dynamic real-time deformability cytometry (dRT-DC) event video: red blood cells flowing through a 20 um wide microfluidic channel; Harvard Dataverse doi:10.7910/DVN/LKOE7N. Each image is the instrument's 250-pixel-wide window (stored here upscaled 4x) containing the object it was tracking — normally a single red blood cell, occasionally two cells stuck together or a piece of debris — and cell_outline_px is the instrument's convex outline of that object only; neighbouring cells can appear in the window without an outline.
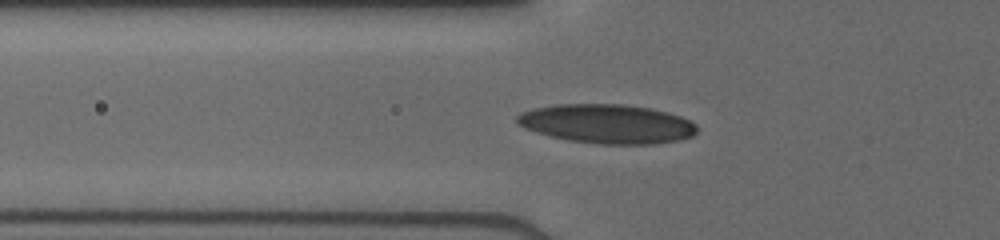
{"species": "human", "species_latin": "Homo sapiens", "temperature_condition": "cold", "stored_images_in_passage": 30, "camera_frame_rate_fps": 3000, "um_per_image_px": 0.085, "donor": {"sex": "male"}, "frame": {"image": 1, "passage_image": 4, "time_ms": 1.333, "image_size_px": [1000, 240], "cell_outline_px": [[696, 132], [692, 136], [676, 140], [656, 144], [600, 144], [568, 140], [536, 132], [524, 128], [516, 124], [516, 116], [520, 112], [532, 108], [556, 104], [620, 104], [652, 108], [668, 112], [680, 116], [696, 124]], "centroid_in_image_um": [51.56, 10.52], "position_along_channel_um": 74.2, "area_um2": 41.15}}
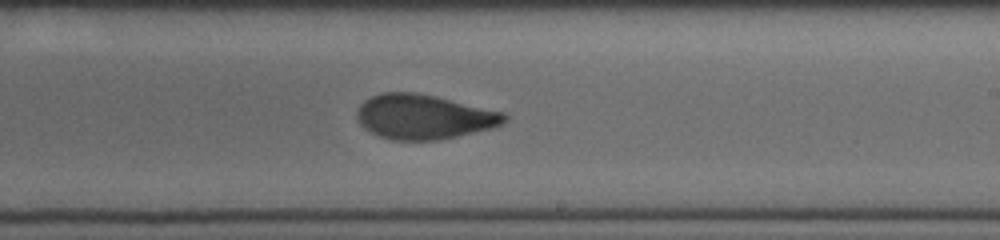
{"frame": {"image": 2, "passage_image": 15, "time_ms": 5.667, "image_size_px": [1000, 240], "cell_outline_px": [[508, 120], [504, 124], [496, 128], [440, 140], [392, 140], [380, 136], [364, 128], [360, 124], [356, 116], [356, 112], [360, 104], [364, 100], [372, 96], [384, 92], [416, 92], [436, 96], [504, 112], [508, 116]], "centroid_in_image_um": [36.07, 9.93], "position_along_channel_um": 252.9, "area_um2": 38.78}}
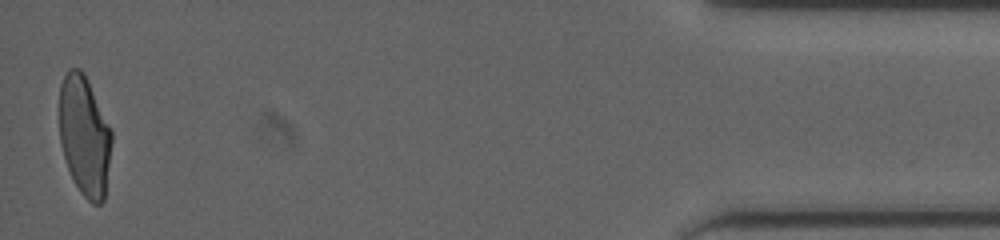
{"frame": {"image": 3, "passage_image": 30, "time_ms": 11.667, "image_size_px": [1000, 240], "cell_outline_px": [[112, 140], [104, 200], [100, 204], [92, 204], [80, 192], [72, 180], [60, 144], [60, 84], [68, 68], [80, 68], [84, 72], [112, 132]], "centroid_in_image_um": [7.17, 11.55], "position_along_channel_um": 428.0, "area_um2": 36.47}}